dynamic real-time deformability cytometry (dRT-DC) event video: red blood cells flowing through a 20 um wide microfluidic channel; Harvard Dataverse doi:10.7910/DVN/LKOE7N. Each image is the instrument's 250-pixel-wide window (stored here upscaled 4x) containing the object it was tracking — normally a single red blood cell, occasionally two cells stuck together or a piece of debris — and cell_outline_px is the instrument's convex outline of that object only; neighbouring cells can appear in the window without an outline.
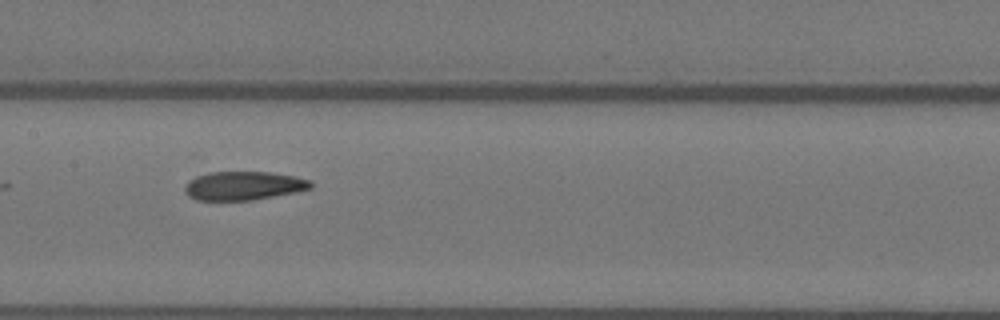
{"species": "Egyptian fruit bat (a non-hibernating species)", "species_latin": "Rousettus aegyptiacus", "temperature_condition": "warm", "stored_images_in_passage": 11, "camera_frame_rate_fps": 3000, "um_per_image_px": 0.085, "animal": {"sex": "female"}, "frame": {"image": 1, "passage_image": 4, "time_ms": 1.0, "image_size_px": [1000, 320], "cell_outline_px": [[312, 188], [296, 192], [252, 200], [196, 200], [188, 196], [184, 192], [184, 188], [188, 180], [196, 176], [208, 172], [268, 172], [292, 176], [312, 180]], "centroid_in_image_um": [20.67, 15.79], "position_along_channel_um": 186.7, "area_um2": 21.1}}
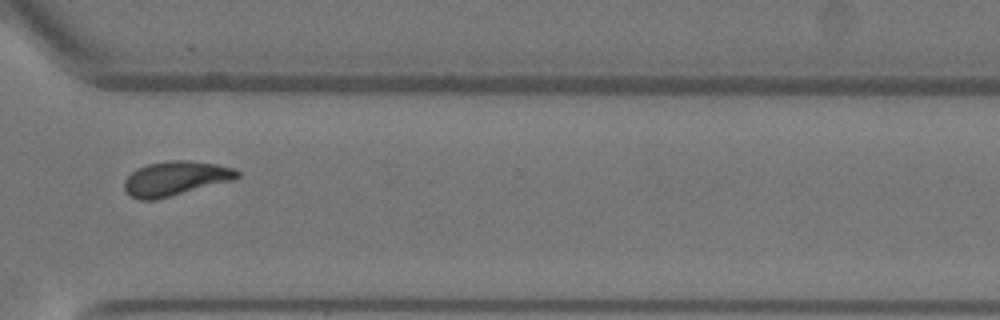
{"frame": {"image": 2, "passage_image": 8, "time_ms": 2.333, "image_size_px": [1000, 320], "cell_outline_px": [[240, 176], [236, 180], [156, 200], [140, 200], [128, 196], [124, 188], [124, 180], [136, 168], [148, 164], [172, 160], [188, 160], [216, 164], [236, 168], [240, 172]], "centroid_in_image_um": [14.94, 15.18], "position_along_channel_um": 355.7, "area_um2": 23.06}}
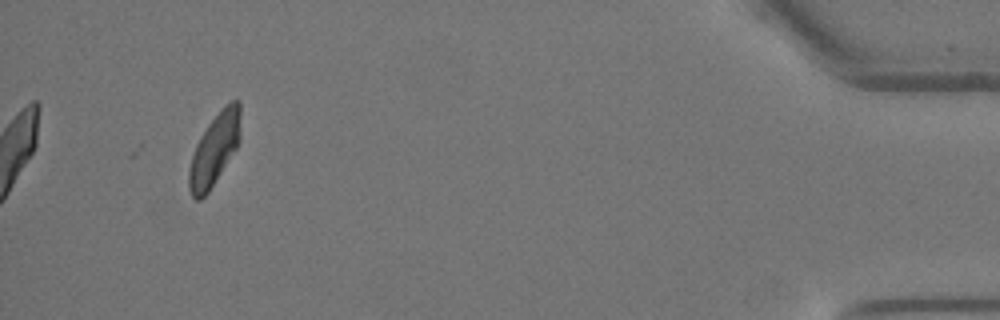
{"frame": {"image": 3, "passage_image": 11, "time_ms": 3.333, "image_size_px": [1000, 320], "cell_outline_px": [[240, 140], [236, 148], [208, 192], [200, 200], [196, 200], [192, 196], [188, 188], [188, 172], [192, 156], [196, 144], [200, 136], [208, 124], [224, 104], [232, 100], [240, 100]], "centroid_in_image_um": [18.23, 12.68], "position_along_channel_um": 417.0, "area_um2": 21.44}}